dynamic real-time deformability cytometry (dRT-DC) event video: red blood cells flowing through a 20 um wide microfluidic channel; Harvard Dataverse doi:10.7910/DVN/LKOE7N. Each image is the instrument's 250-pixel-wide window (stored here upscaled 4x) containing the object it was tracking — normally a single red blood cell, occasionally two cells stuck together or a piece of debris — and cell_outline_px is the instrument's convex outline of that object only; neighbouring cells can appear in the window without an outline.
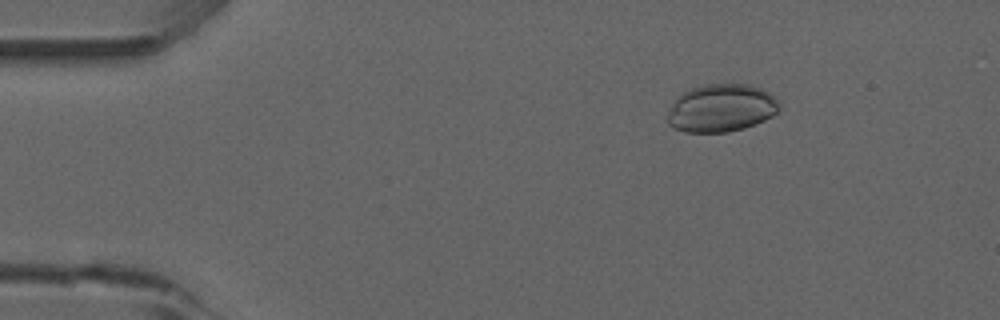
{"species": "common noctule bat (a hibernating species)", "species_latin": "Nyctalus noctula", "temperature_condition": "room temperature", "stored_images_in_passage": 44, "camera_frame_rate_fps": 3000, "um_per_image_px": 0.085, "animal": {"sex": "male", "forearm_length_mm": 52.5}, "frame": {"image": 1, "passage_image": 1, "time_ms": 0.0, "image_size_px": [1000, 320], "cell_outline_px": [[780, 108], [772, 116], [756, 124], [744, 128], [728, 132], [684, 132], [672, 128], [668, 124], [668, 112], [672, 104], [684, 92], [692, 88], [704, 84], [748, 84], [760, 88], [768, 92], [780, 100]], "centroid_in_image_um": [61.33, 9.19], "position_along_channel_um": 23.7, "area_um2": 31.21}}
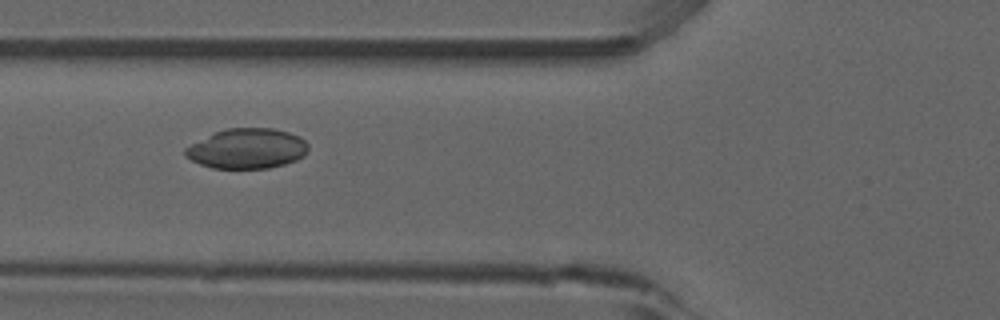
{"frame": {"image": 2, "passage_image": 13, "time_ms": 4.0, "image_size_px": [1000, 320], "cell_outline_px": [[308, 148], [304, 156], [296, 160], [284, 164], [268, 168], [212, 168], [200, 164], [184, 156], [184, 148], [216, 132], [228, 128], [272, 128], [288, 132], [300, 136], [308, 144]], "centroid_in_image_um": [21.02, 12.63], "position_along_channel_um": 104.8, "area_um2": 28.55}, "authors_computed_cell_mechanics": {"area_um2": 28.4665, "velocity_mm_per_s": 3.9026, "shape_relaxation_time_tau1_ms": 4.8713, "shape_relaxation_time_tau2_ms": null, "deformation_change_tau1": null, "deformation_change_tau2": null}}